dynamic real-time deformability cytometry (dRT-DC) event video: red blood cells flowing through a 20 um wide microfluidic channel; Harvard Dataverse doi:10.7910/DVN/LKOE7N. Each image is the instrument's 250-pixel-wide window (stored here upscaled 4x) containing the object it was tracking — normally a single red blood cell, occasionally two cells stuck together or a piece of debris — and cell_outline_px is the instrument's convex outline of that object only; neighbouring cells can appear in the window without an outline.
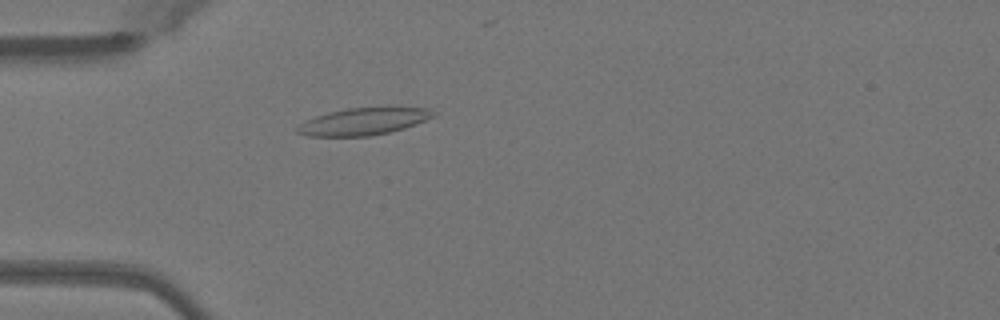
{"species": "Egyptian fruit bat (a non-hibernating species)", "species_latin": "Rousettus aegyptiacus", "temperature_condition": "warm", "stored_images_in_passage": 28, "camera_frame_rate_fps": 3000, "um_per_image_px": 0.085, "animal": {"sex": "female"}, "frame": {"image": 1, "passage_image": 3, "time_ms": 0.667, "image_size_px": [1000, 320], "cell_outline_px": [[436, 116], [416, 124], [404, 128], [388, 132], [368, 136], [308, 136], [296, 132], [296, 128], [300, 124], [316, 116], [328, 112], [348, 108], [432, 108], [436, 112]], "centroid_in_image_um": [30.92, 10.33], "position_along_channel_um": 54.1, "area_um2": 21.21}}
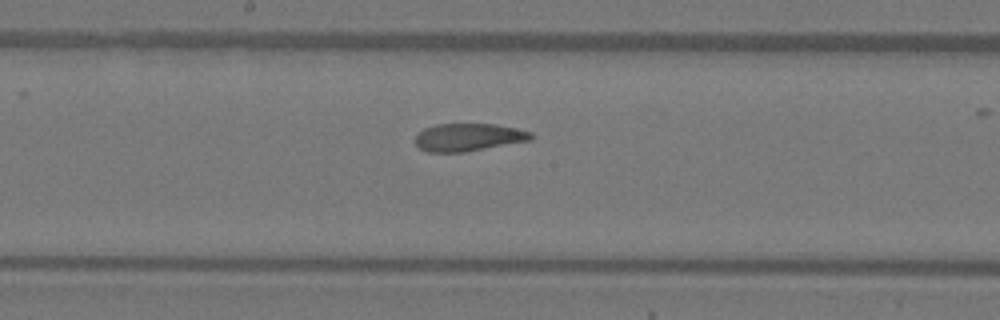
{"frame": {"image": 2, "passage_image": 15, "time_ms": 4.667, "image_size_px": [1000, 320], "cell_outline_px": [[532, 140], [464, 152], [428, 152], [420, 148], [416, 144], [416, 136], [424, 128], [436, 124], [492, 124], [516, 128], [532, 132]], "centroid_in_image_um": [39.82, 11.66], "position_along_channel_um": 208.4, "area_um2": 18.55}}
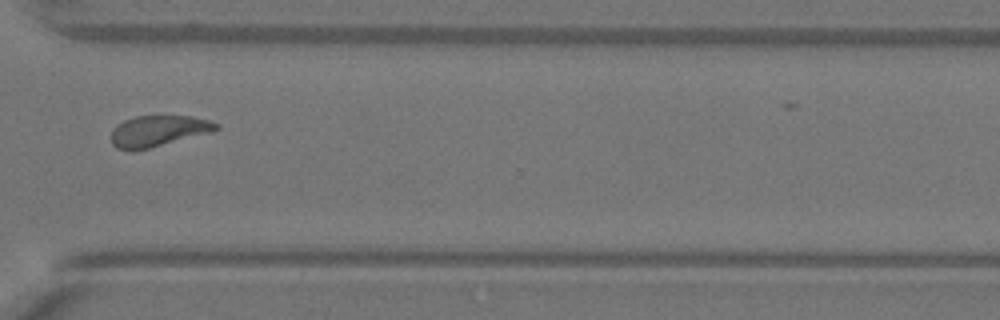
{"frame": {"image": 3, "passage_image": 26, "time_ms": 8.333, "image_size_px": [1000, 320], "cell_outline_px": [[220, 128], [212, 132], [132, 152], [116, 148], [112, 144], [112, 128], [116, 124], [124, 120], [136, 116], [192, 116], [208, 120], [220, 124]], "centroid_in_image_um": [13.43, 11.13], "position_along_channel_um": 357.2, "area_um2": 19.07}}